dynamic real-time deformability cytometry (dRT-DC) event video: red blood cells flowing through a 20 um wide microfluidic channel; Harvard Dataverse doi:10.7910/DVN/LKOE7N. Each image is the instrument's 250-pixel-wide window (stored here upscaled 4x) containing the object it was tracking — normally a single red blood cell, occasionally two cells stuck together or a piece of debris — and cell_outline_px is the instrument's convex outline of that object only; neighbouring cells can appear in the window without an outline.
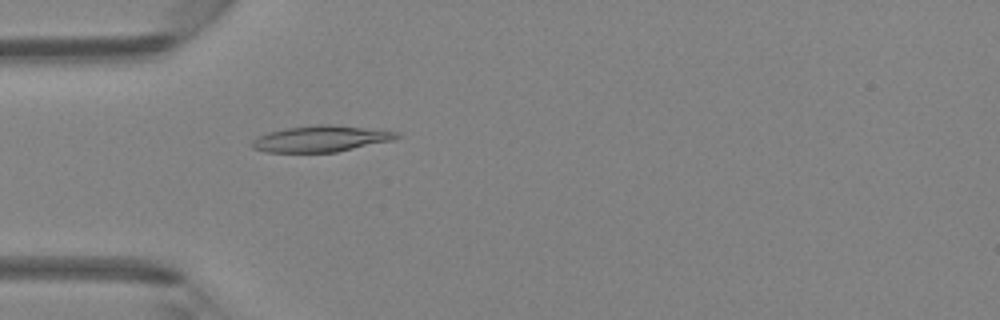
{"species": "Egyptian fruit bat (a non-hibernating species)", "species_latin": "Rousettus aegyptiacus", "temperature_condition": "room temperature", "stored_images_in_passage": 4, "camera_frame_rate_fps": 3000, "um_per_image_px": 0.085, "animal": {"sex": "female"}, "frame": {"image": 1, "passage_image": 4, "time_ms": 3.333, "image_size_px": [1000, 320], "cell_outline_px": [[400, 136], [392, 140], [336, 152], [264, 152], [252, 148], [252, 140], [256, 136], [268, 132], [288, 128], [316, 124], [332, 124], [400, 132]], "centroid_in_image_um": [27.24, 11.79], "position_along_channel_um": 57.8, "area_um2": 22.02}}